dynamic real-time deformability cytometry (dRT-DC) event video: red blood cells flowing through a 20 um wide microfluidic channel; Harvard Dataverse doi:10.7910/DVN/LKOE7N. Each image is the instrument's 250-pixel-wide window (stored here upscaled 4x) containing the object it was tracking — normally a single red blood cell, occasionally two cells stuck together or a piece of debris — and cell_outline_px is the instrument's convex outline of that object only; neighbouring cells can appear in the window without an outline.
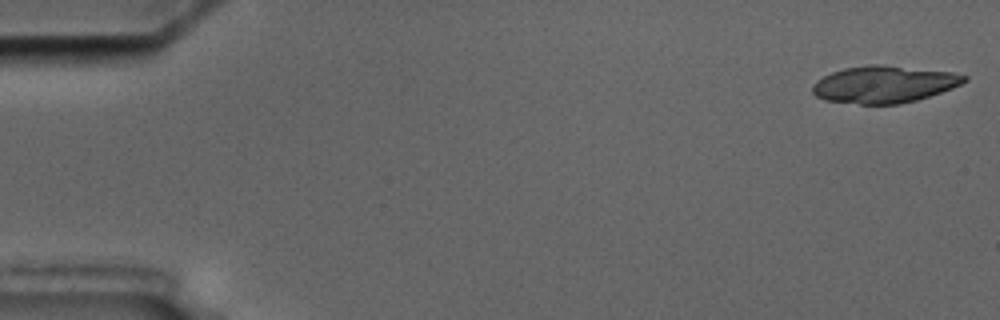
{"species": "common noctule bat (a hibernating species)", "species_latin": "Nyctalus noctula", "temperature_condition": "cold", "stored_images_in_passage": 18, "camera_frame_rate_fps": 3000, "um_per_image_px": 0.085, "animal": {"sex": "male", "body_mass_g": 17.5, "forearm_length_mm": 52.3}, "frame": {"image": 1, "passage_image": 1, "time_ms": 0.0, "image_size_px": [1000, 320], "cell_outline_px": [[968, 80], [952, 88], [916, 100], [900, 104], [860, 104], [824, 100], [816, 96], [812, 92], [812, 84], [816, 80], [832, 72], [844, 68], [868, 64], [880, 64], [952, 72], [968, 76]], "centroid_in_image_um": [75.12, 7.16], "position_along_channel_um": 9.9, "area_um2": 32.77}}